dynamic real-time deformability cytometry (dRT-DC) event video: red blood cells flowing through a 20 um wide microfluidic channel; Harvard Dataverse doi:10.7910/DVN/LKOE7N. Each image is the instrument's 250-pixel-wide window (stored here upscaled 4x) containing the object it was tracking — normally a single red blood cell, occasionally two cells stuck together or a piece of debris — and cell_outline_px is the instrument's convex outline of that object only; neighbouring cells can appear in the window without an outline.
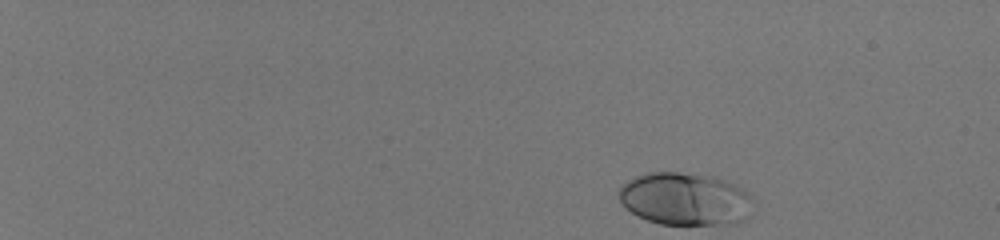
{"species": "human", "species_latin": "Homo sapiens", "temperature_condition": "room temperature", "stored_images_in_passage": 46, "camera_frame_rate_fps": 3000, "um_per_image_px": 0.085, "donor": {"sex": "male"}, "frame": {"image": 1, "passage_image": 1, "time_ms": 0.0, "image_size_px": [1000, 240], "cell_outline_px": [[752, 200], [744, 220], [736, 224], [660, 224], [648, 220], [632, 212], [620, 200], [616, 192], [628, 180], [636, 176], [648, 172], [680, 172], [712, 176], [724, 180], [748, 192]], "centroid_in_image_um": [58.21, 16.9], "position_along_channel_um": 26.8, "area_um2": 40.86}}
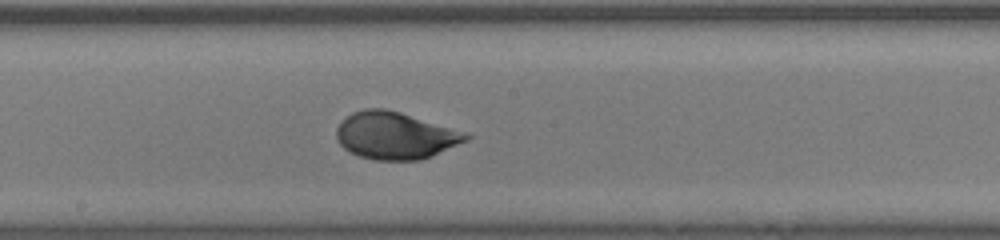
{"frame": {"image": 2, "passage_image": 27, "time_ms": 8.667, "image_size_px": [1000, 240], "cell_outline_px": [[472, 136], [468, 140], [432, 156], [420, 160], [372, 160], [360, 156], [344, 148], [336, 140], [336, 128], [352, 112], [364, 108], [384, 108], [400, 112], [464, 132]], "centroid_in_image_um": [33.58, 11.53], "position_along_channel_um": 214.6, "area_um2": 35.37}}
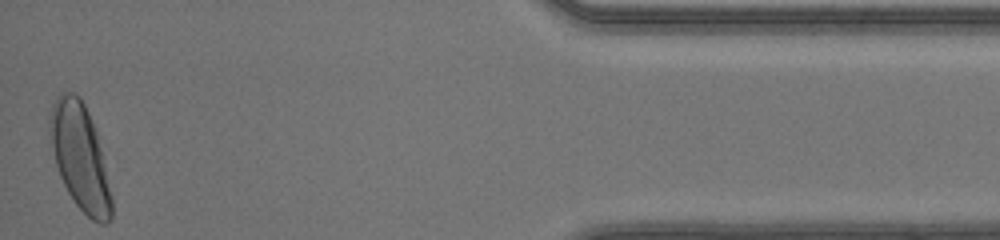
{"frame": {"image": 3, "passage_image": 46, "time_ms": 15.0, "image_size_px": [1000, 240], "cell_outline_px": [[112, 220], [108, 224], [100, 224], [92, 220], [76, 204], [68, 192], [60, 176], [56, 164], [48, 124], [48, 112], [56, 96], [64, 92], [72, 92], [80, 96], [88, 112], [96, 132], [112, 196]], "centroid_in_image_um": [6.79, 13.34], "position_along_channel_um": 428.4, "area_um2": 37.8}, "authors_computed_cell_mechanics": {"area_um2": 35.6337, "velocity_mm_per_s": 4.1541, "shape_relaxation_time_tau1_ms": 3.6141, "shape_relaxation_time_tau2_ms": null, "deformation_change_tau1": 0.1803, "deformation_change_tau2": null}}